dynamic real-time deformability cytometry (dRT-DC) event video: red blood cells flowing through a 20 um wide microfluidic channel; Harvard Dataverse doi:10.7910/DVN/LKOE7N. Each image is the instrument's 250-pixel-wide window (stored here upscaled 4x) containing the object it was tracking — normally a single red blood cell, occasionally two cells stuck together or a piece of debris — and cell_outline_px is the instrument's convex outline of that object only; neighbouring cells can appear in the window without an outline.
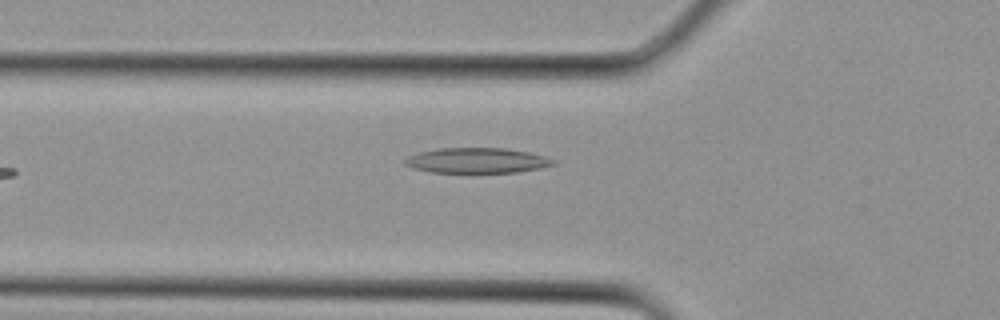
{"species": "Egyptian fruit bat (a non-hibernating species)", "species_latin": "Rousettus aegyptiacus", "temperature_condition": "cold", "stored_images_in_passage": 6, "camera_frame_rate_fps": 3000, "um_per_image_px": 0.085, "animal": {"sex": "female"}, "frame": {"image": 1, "passage_image": 5, "time_ms": 1.333, "image_size_px": [1000, 320], "cell_outline_px": [[556, 164], [540, 168], [516, 172], [432, 172], [412, 168], [404, 164], [404, 160], [408, 156], [420, 152], [436, 148], [508, 148], [528, 152], [544, 156], [556, 160]], "centroid_in_image_um": [40.54, 13.63], "position_along_channel_um": 85.3, "area_um2": 21.79}}